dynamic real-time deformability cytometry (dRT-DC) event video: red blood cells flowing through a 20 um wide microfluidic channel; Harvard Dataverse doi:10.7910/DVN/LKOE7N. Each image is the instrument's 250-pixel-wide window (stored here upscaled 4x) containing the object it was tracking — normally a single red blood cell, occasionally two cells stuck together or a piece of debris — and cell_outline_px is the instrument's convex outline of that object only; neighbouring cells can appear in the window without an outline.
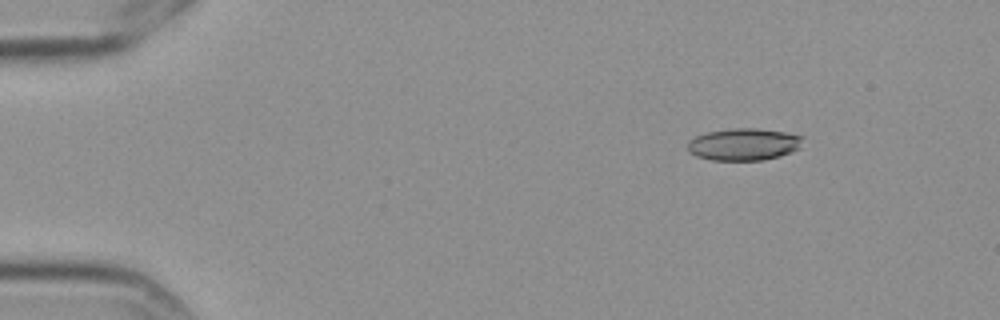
{"species": "Egyptian fruit bat (a non-hibernating species)", "species_latin": "Rousettus aegyptiacus", "temperature_condition": "cold", "stored_images_in_passage": 7, "camera_frame_rate_fps": 3000, "um_per_image_px": 0.085, "frame": {"image": 1, "passage_image": 3, "time_ms": 0.667, "image_size_px": [1000, 320], "cell_outline_px": [[804, 136], [800, 148], [792, 152], [780, 156], [764, 160], [712, 160], [696, 156], [688, 152], [688, 140], [696, 136], [708, 132], [732, 128], [756, 128], [784, 132]], "centroid_in_image_um": [63.23, 12.27], "position_along_channel_um": 21.8, "area_um2": 21.68}}
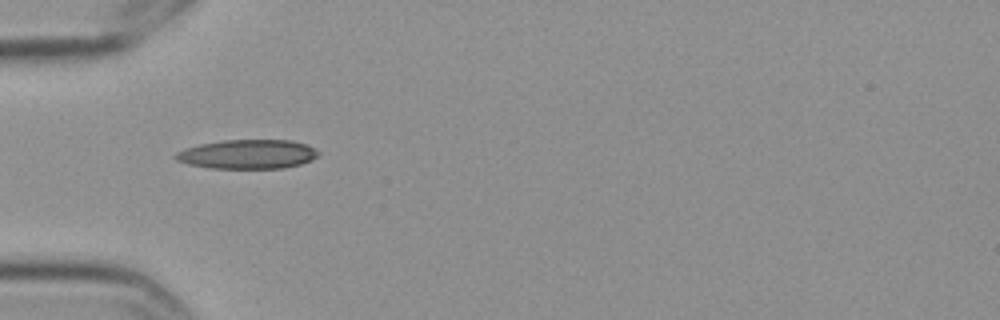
{"frame": {"image": 2, "passage_image": 6, "time_ms": 1.667, "image_size_px": [1000, 320], "cell_outline_px": [[320, 156], [312, 160], [300, 164], [284, 168], [208, 168], [188, 164], [176, 160], [172, 156], [176, 152], [184, 148], [200, 144], [224, 140], [292, 140], [316, 148], [320, 152]], "centroid_in_image_um": [21.05, 13.11], "position_along_channel_um": 63.9, "area_um2": 24.51}}
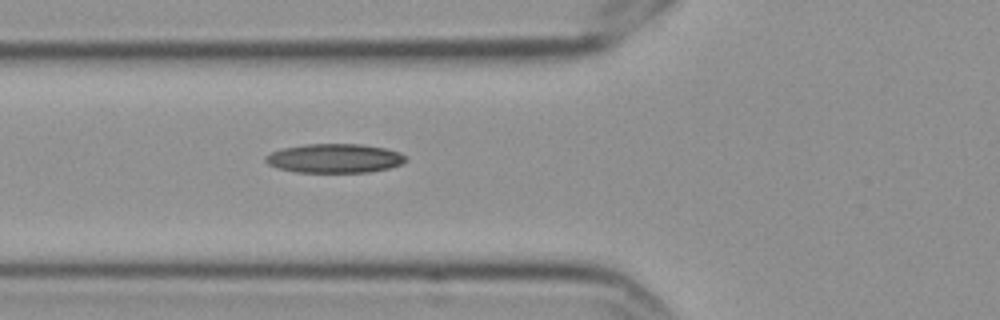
{"frame": {"image": 3, "passage_image": 7, "time_ms": 2.0, "image_size_px": [1000, 320], "cell_outline_px": [[408, 160], [400, 164], [388, 168], [368, 172], [296, 172], [276, 168], [268, 164], [264, 160], [264, 156], [272, 152], [284, 148], [304, 144], [360, 144], [384, 148], [400, 152], [408, 156]], "centroid_in_image_um": [28.44, 13.46], "position_along_channel_um": 97.4, "area_um2": 23.81}}